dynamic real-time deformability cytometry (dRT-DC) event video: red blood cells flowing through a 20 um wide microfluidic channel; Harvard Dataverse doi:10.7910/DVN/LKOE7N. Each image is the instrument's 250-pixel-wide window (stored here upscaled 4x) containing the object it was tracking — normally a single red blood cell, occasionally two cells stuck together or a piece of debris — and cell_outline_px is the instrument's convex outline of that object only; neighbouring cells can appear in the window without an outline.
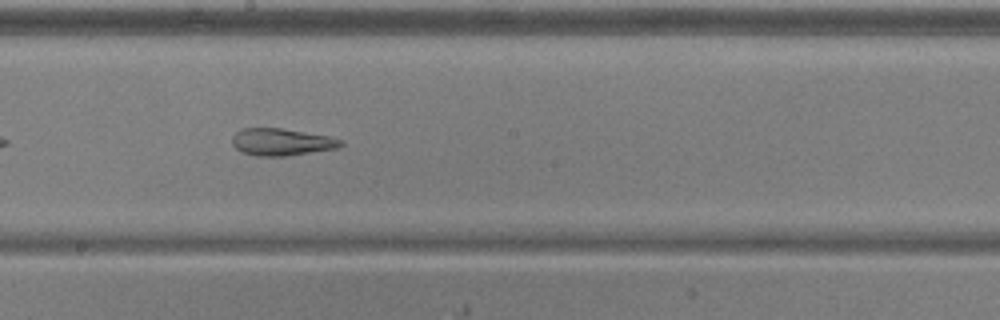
{"species": "common noctule bat (a hibernating species)", "species_latin": "Nyctalus noctula", "temperature_condition": "warm", "stored_images_in_passage": 34, "camera_frame_rate_fps": 3000, "um_per_image_px": 0.085, "animal": {"sex": "male", "body_mass_g": 20.5, "forearm_length_mm": 52.5}, "frame": {"image": 1, "passage_image": 15, "time_ms": 4.667, "image_size_px": [1000, 320], "cell_outline_px": [[344, 144], [336, 148], [288, 156], [256, 156], [240, 152], [232, 144], [232, 136], [240, 128], [280, 128], [328, 136], [344, 140]], "centroid_in_image_um": [23.9, 12.07], "position_along_channel_um": 224.3, "area_um2": 17.22}, "authors_computed_cell_mechanics": {"area_um2": 18.4382, "velocity_mm_per_s": 3.8619, "shape_relaxation_time_tau1_ms": null, "shape_relaxation_time_tau2_ms": 3.4931, "deformation_change_tau1": null, "deformation_change_tau2": 0.1398}}